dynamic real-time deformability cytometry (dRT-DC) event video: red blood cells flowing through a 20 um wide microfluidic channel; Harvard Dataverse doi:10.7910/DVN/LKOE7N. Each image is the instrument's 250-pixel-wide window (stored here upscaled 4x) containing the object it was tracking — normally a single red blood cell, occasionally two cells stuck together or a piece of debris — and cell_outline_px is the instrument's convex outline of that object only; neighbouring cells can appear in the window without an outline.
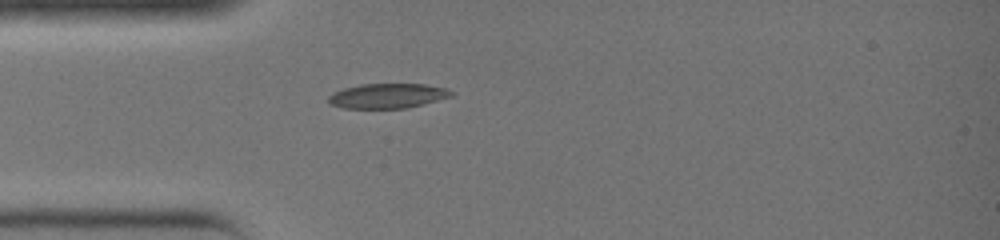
{"species": "common noctule bat (a hibernating species)", "species_latin": "Nyctalus noctula", "temperature_condition": "warm", "stored_images_in_passage": 26, "camera_frame_rate_fps": 3000, "um_per_image_px": 0.085, "animal": {"sex": "female", "body_mass_g": 19.0, "forearm_length_mm": 51.5}, "frame": {"image": 1, "passage_image": 1, "time_ms": 0.0, "image_size_px": [1000, 240], "cell_outline_px": [[456, 92], [452, 96], [408, 108], [344, 108], [328, 104], [328, 96], [332, 92], [344, 88], [360, 84], [424, 84], [444, 88]], "centroid_in_image_um": [32.91, 8.15], "position_along_channel_um": 52.1, "area_um2": 17.8}}
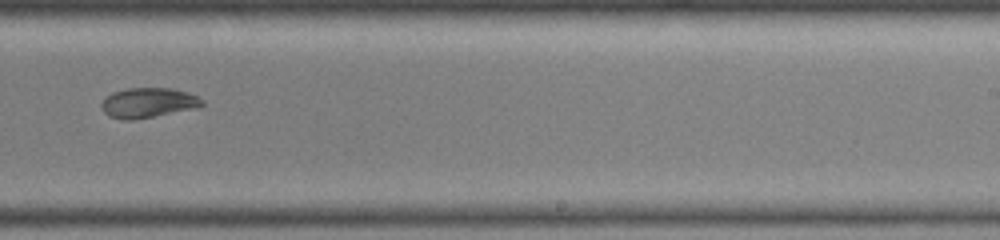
{"frame": {"image": 2, "passage_image": 14, "time_ms": 4.333, "image_size_px": [1000, 240], "cell_outline_px": [[204, 104], [200, 108], [132, 120], [124, 120], [108, 116], [100, 108], [100, 104], [112, 92], [128, 88], [172, 88], [188, 92], [204, 100]], "centroid_in_image_um": [12.62, 8.74], "position_along_channel_um": 276.4, "area_um2": 17.74}}
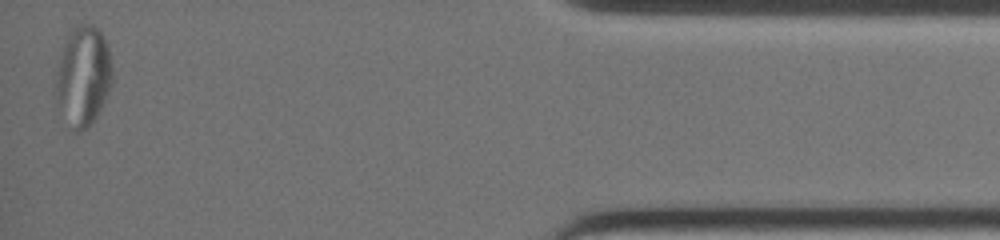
{"frame": {"image": 3, "passage_image": 26, "time_ms": 8.333, "image_size_px": [1000, 240], "cell_outline_px": [[112, 84], [96, 116], [80, 132], [76, 132], [72, 128], [56, 100], [52, 88], [60, 56], [72, 28], [80, 24], [92, 24], [104, 36], [108, 48], [112, 68]], "centroid_in_image_um": [7.05, 6.44], "position_along_channel_um": 428.1, "area_um2": 32.48}}